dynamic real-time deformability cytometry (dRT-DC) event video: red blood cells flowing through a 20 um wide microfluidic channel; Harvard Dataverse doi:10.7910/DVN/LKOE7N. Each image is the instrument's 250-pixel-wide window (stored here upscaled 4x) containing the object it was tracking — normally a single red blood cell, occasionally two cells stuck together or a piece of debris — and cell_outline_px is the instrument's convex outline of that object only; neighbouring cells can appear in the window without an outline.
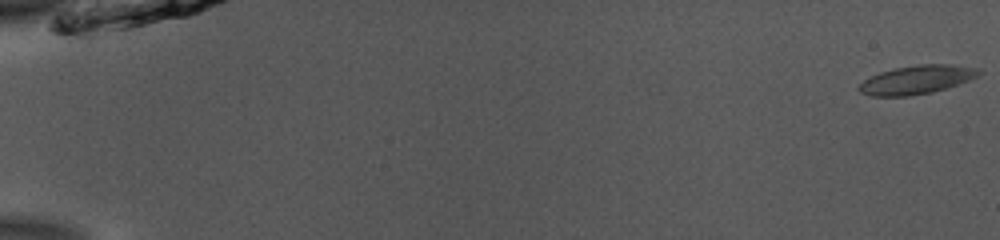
{"species": "common noctule bat (a hibernating species)", "species_latin": "Nyctalus noctula", "temperature_condition": "room temperature", "stored_images_in_passage": 53, "camera_frame_rate_fps": 3000, "um_per_image_px": 0.085, "animal": {"sex": "male", "body_mass_g": 13.0, "forearm_length_mm": 53.1}, "frame": {"image": 1, "passage_image": 1, "time_ms": 0.0, "image_size_px": [1000, 240], "cell_outline_px": [[984, 72], [980, 76], [932, 92], [908, 96], [872, 96], [860, 92], [856, 88], [864, 80], [880, 72], [896, 68], [920, 64], [948, 64], [980, 68]], "centroid_in_image_um": [77.94, 6.77], "position_along_channel_um": 7.1, "area_um2": 19.88}}
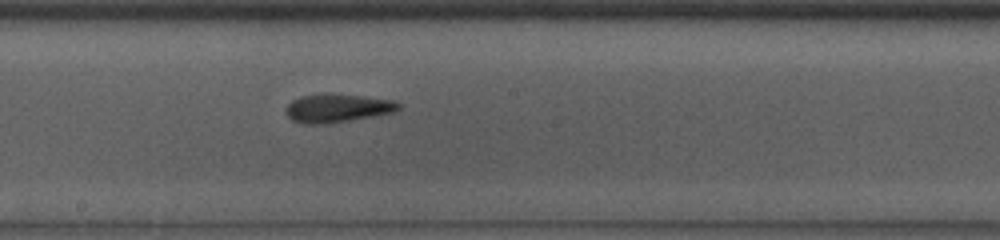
{"frame": {"image": 2, "passage_image": 31, "time_ms": 10.0, "image_size_px": [1000, 240], "cell_outline_px": [[400, 108], [392, 112], [372, 116], [324, 124], [304, 124], [292, 120], [288, 116], [284, 108], [292, 100], [300, 96], [324, 92], [360, 96], [392, 100], [400, 104]], "centroid_in_image_um": [28.6, 9.17], "position_along_channel_um": 219.6, "area_um2": 18.61}}
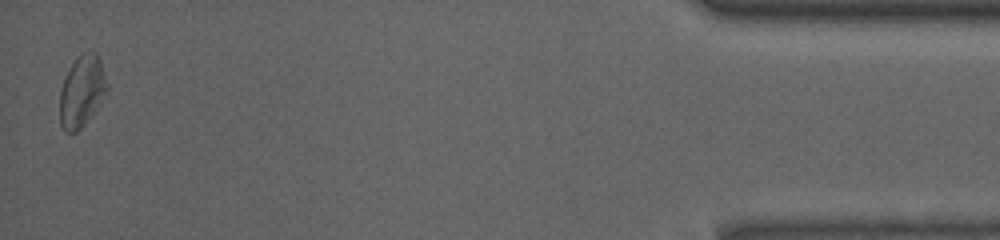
{"frame": {"image": 3, "passage_image": 53, "time_ms": 17.333, "image_size_px": [1000, 240], "cell_outline_px": [[108, 88], [92, 116], [76, 132], [64, 132], [60, 124], [60, 92], [64, 76], [68, 68], [76, 56], [84, 52], [96, 52], [100, 60], [108, 84]], "centroid_in_image_um": [6.94, 7.74], "position_along_channel_um": 428.3, "area_um2": 19.77}, "authors_computed_cell_mechanics": {"area_um2": 18.7272, "velocity_mm_per_s": 3.8671, "shape_relaxation_time_tau1_ms": 6.3545, "shape_relaxation_time_tau2_ms": 1.9177, "deformation_change_tau1": 0.1289, "deformation_change_tau2": 0.0945}}